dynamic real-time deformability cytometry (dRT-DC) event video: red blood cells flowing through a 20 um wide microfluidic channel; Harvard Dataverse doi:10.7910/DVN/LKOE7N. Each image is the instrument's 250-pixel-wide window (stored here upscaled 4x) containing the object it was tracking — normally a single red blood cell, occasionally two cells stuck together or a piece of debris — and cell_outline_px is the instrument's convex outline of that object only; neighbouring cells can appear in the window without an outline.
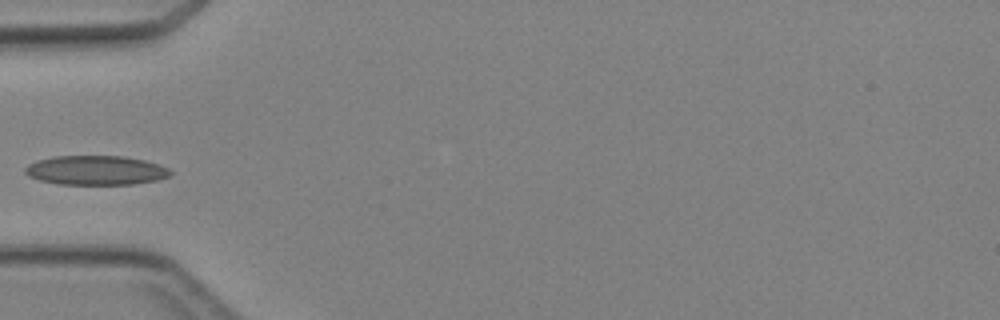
{"species": "Egyptian fruit bat (a non-hibernating species)", "species_latin": "Rousettus aegyptiacus", "temperature_condition": "cold", "stored_images_in_passage": 4, "camera_frame_rate_fps": 3000, "um_per_image_px": 0.085, "animal": {"sex": "female"}, "frame": {"image": 1, "passage_image": 4, "time_ms": 3.667, "image_size_px": [1000, 320], "cell_outline_px": [[172, 172], [168, 176], [156, 180], [132, 184], [60, 184], [40, 180], [28, 176], [24, 172], [24, 168], [28, 164], [36, 160], [52, 156], [124, 156], [144, 160], [168, 168]], "centroid_in_image_um": [8.09, 14.47], "position_along_channel_um": 76.9, "area_um2": 24.74}}